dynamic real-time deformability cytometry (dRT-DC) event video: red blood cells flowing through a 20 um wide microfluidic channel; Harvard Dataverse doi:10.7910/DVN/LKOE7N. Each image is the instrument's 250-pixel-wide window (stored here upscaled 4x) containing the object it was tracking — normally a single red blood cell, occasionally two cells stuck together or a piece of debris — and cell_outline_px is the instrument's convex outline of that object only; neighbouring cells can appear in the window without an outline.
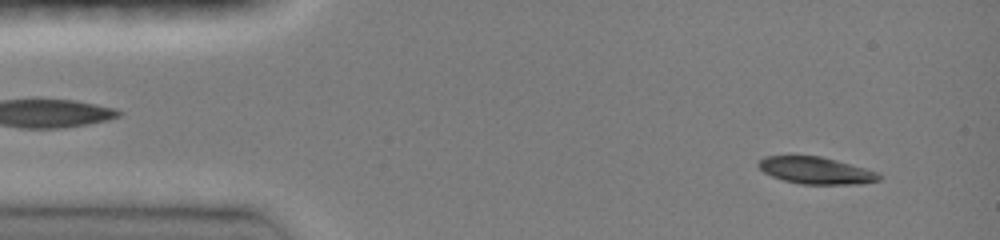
{"species": "common noctule bat (a hibernating species)", "species_latin": "Nyctalus noctula", "temperature_condition": "room temperature", "stored_images_in_passage": 46, "camera_frame_rate_fps": 3000, "um_per_image_px": 0.085, "animal": {"sex": "female", "body_mass_g": 19.0, "forearm_length_mm": 51.5}, "frame": {"image": 1, "passage_image": 3, "time_ms": 0.667, "image_size_px": [1000, 240], "cell_outline_px": [[880, 180], [860, 184], [800, 184], [784, 180], [772, 176], [764, 172], [756, 164], [764, 156], [788, 152], [820, 156], [836, 160], [864, 168], [876, 172], [880, 176]], "centroid_in_image_um": [69.24, 14.44], "position_along_channel_um": 15.8, "area_um2": 19.54}}
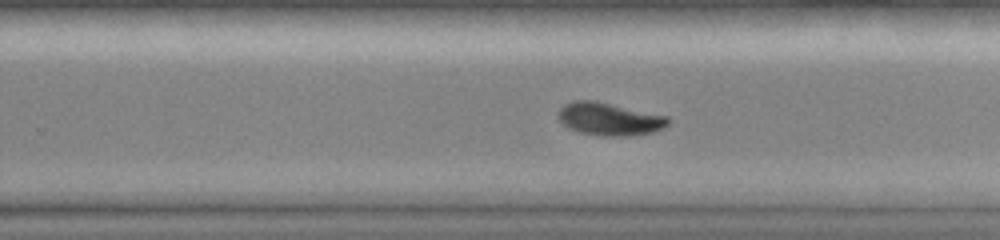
{"frame": {"image": 2, "passage_image": 29, "time_ms": 9.333, "image_size_px": [1000, 240], "cell_outline_px": [[672, 120], [664, 128], [652, 132], [632, 136], [600, 136], [580, 132], [568, 128], [556, 116], [560, 108], [564, 104], [576, 100], [596, 100], [668, 116]], "centroid_in_image_um": [51.81, 10.11], "position_along_channel_um": 278.0, "area_um2": 21.27}}
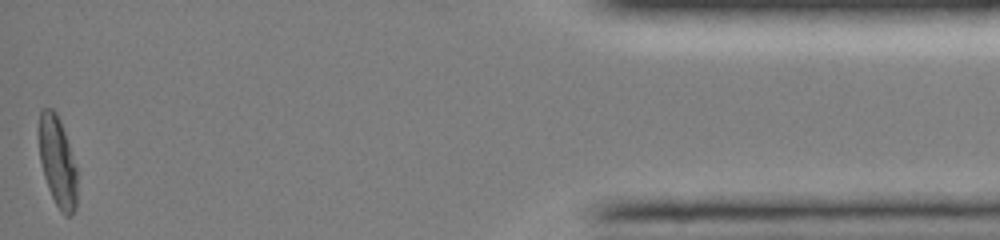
{"frame": {"image": 3, "passage_image": 46, "time_ms": 15.0, "image_size_px": [1000, 240], "cell_outline_px": [[76, 208], [72, 216], [64, 216], [60, 212], [48, 188], [44, 176], [40, 160], [36, 132], [40, 108], [52, 108], [56, 112], [60, 120], [76, 168]], "centroid_in_image_um": [4.83, 13.7], "position_along_channel_um": 430.4, "area_um2": 20.46}, "authors_computed_cell_mechanics": {"area_um2": 20.4612, "velocity_mm_per_s": 4.0105, "shape_relaxation_time_tau1_ms": 3.1952, "shape_relaxation_time_tau2_ms": null, "deformation_change_tau1": 0.1747, "deformation_change_tau2": null}}